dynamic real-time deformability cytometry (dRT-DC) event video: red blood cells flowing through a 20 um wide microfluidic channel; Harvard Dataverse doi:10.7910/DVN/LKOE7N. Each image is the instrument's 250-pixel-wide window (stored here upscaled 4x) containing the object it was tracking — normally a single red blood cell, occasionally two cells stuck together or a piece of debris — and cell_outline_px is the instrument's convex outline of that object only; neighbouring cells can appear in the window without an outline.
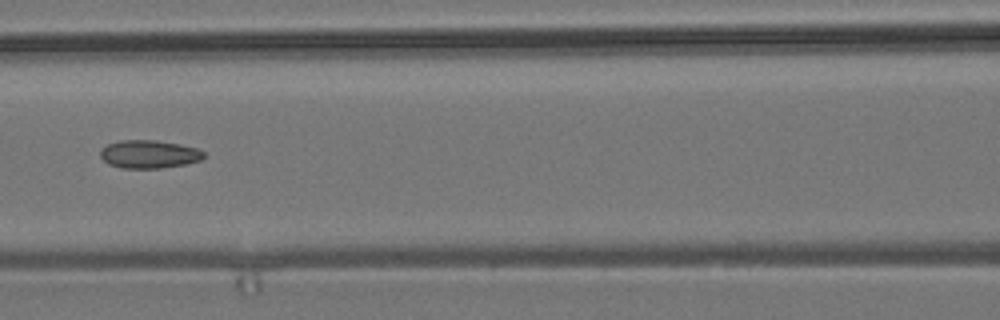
{"species": "common noctule bat (a hibernating species)", "species_latin": "Nyctalus noctula", "temperature_condition": "room temperature", "stored_images_in_passage": 5, "camera_frame_rate_fps": 3000, "um_per_image_px": 0.085, "animal": {"sex": "male", "body_mass_g": 19.2, "forearm_length_mm": 51.8}, "frame": {"image": 1, "passage_image": 5, "time_ms": 5.667, "image_size_px": [1000, 320], "cell_outline_px": [[204, 156], [200, 160], [184, 164], [160, 168], [120, 168], [108, 164], [100, 156], [100, 148], [108, 144], [120, 140], [156, 140], [180, 144], [196, 148], [204, 152]], "centroid_in_image_um": [12.63, 13.1], "position_along_channel_um": 154.0, "area_um2": 16.94}}